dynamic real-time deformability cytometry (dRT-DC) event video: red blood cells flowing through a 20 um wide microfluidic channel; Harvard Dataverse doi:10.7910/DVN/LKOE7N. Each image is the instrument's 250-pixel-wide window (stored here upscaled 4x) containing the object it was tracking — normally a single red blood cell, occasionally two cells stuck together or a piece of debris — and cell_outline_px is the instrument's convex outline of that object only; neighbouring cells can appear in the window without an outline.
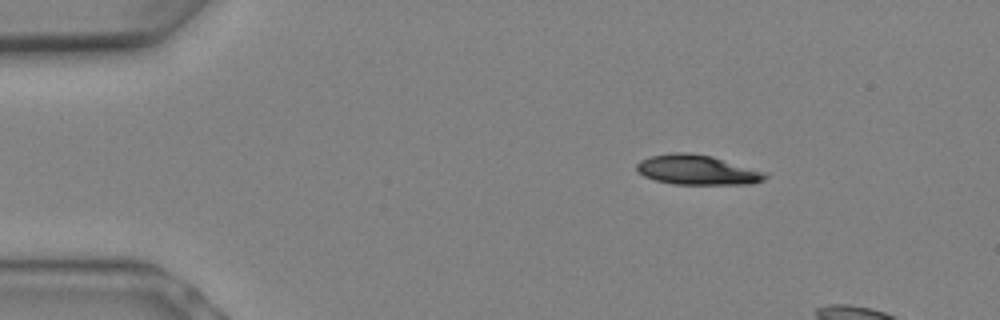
{"species": "Egyptian fruit bat (a non-hibernating species)", "species_latin": "Rousettus aegyptiacus", "temperature_condition": "warm", "stored_images_in_passage": 4, "camera_frame_rate_fps": 3000, "um_per_image_px": 0.085, "animal": {"sex": "female"}, "frame": {"image": 1, "passage_image": 1, "time_ms": 0.0, "image_size_px": [1000, 320], "cell_outline_px": [[768, 176], [764, 180], [752, 184], [672, 184], [656, 180], [644, 176], [636, 168], [636, 164], [640, 160], [652, 156], [672, 152], [688, 152], [712, 156], [768, 172]], "centroid_in_image_um": [59.31, 14.44], "position_along_channel_um": 25.7, "area_um2": 22.43}}